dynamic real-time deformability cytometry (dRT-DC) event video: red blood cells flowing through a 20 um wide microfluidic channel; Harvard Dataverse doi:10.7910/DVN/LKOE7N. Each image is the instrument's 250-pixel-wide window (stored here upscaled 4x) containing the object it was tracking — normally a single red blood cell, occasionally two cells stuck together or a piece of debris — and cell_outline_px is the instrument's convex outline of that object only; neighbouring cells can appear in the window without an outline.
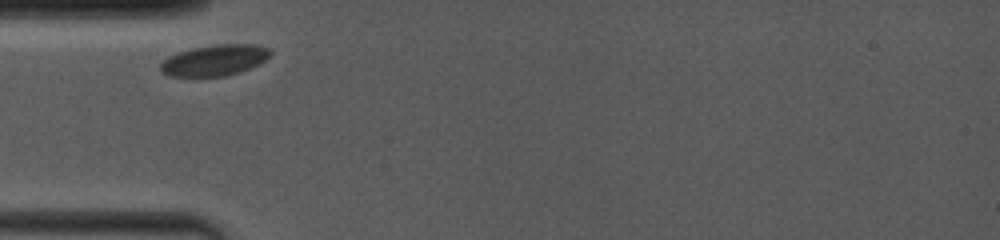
{"species": "common noctule bat (a hibernating species)", "species_latin": "Nyctalus noctula", "temperature_condition": "room temperature", "stored_images_in_passage": 30, "camera_frame_rate_fps": 4000, "um_per_image_px": 0.085, "animal": {"sex": "female", "body_mass_g": 19.0, "forearm_length_mm": 53.3}, "frame": {"image": 1, "passage_image": 1, "time_ms": 0.0, "image_size_px": [1000, 240], "cell_outline_px": [[272, 52], [264, 60], [240, 72], [224, 76], [172, 76], [164, 72], [160, 68], [160, 64], [168, 56], [192, 48], [220, 44], [256, 44], [268, 48]], "centroid_in_image_um": [18.24, 5.11], "position_along_channel_um": 66.8, "area_um2": 19.42}}
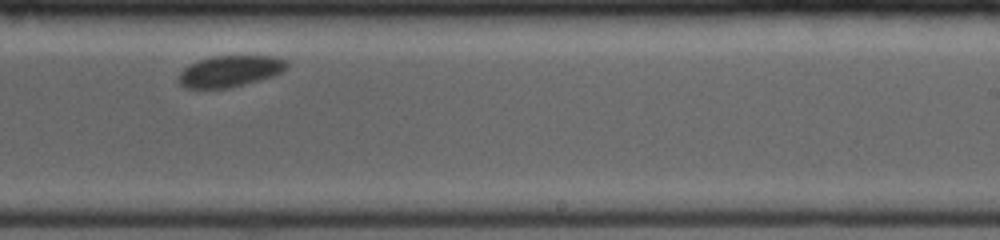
{"frame": {"image": 2, "passage_image": 18, "time_ms": 5.75, "image_size_px": [1000, 240], "cell_outline_px": [[288, 68], [272, 76], [244, 84], [228, 88], [184, 88], [176, 80], [180, 72], [184, 68], [200, 60], [212, 56], [276, 56], [288, 60]], "centroid_in_image_um": [19.55, 6.05], "position_along_channel_um": 269.5, "area_um2": 19.71}}
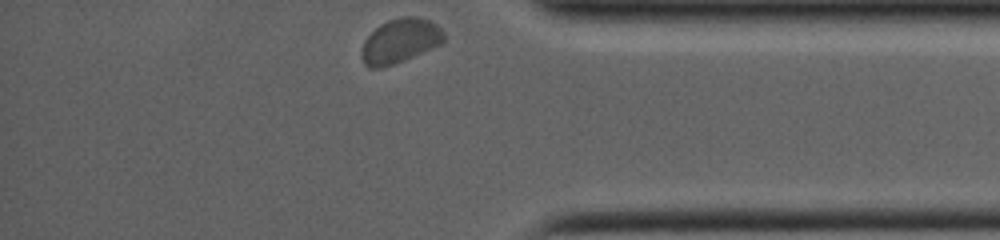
{"frame": {"image": 3, "passage_image": 30, "time_ms": 9.5, "image_size_px": [1000, 240], "cell_outline_px": [[444, 40], [440, 44], [432, 48], [384, 68], [368, 68], [364, 64], [360, 56], [360, 52], [364, 40], [380, 24], [388, 20], [400, 16], [416, 16], [428, 20], [436, 24], [444, 32]], "centroid_in_image_um": [33.97, 3.48], "position_along_channel_um": 401.2, "area_um2": 21.33}}